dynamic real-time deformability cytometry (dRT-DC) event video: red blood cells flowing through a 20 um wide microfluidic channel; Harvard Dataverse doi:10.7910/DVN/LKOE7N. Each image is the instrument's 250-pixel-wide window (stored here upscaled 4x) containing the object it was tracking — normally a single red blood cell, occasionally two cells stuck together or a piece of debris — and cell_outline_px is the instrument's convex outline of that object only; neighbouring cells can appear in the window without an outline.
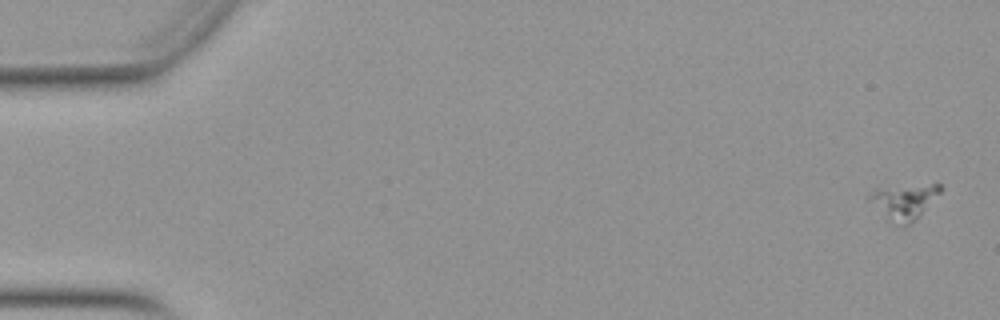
{"species": "Egyptian fruit bat (a non-hibernating species)", "species_latin": "Rousettus aegyptiacus", "temperature_condition": "warm", "stored_images_in_passage": 53, "camera_frame_rate_fps": 3000, "um_per_image_px": 0.085, "animal": {"sex": "female"}, "frame": {"image": 1, "passage_image": 2, "time_ms": 0.333, "image_size_px": [1000, 320], "cell_outline_px": [[944, 188], [920, 216], [912, 224], [904, 228], [896, 228], [868, 200], [868, 196], [876, 188], [932, 184], [940, 184]], "centroid_in_image_um": [76.85, 17.2], "position_along_channel_um": 8.1, "area_um2": 14.91}}
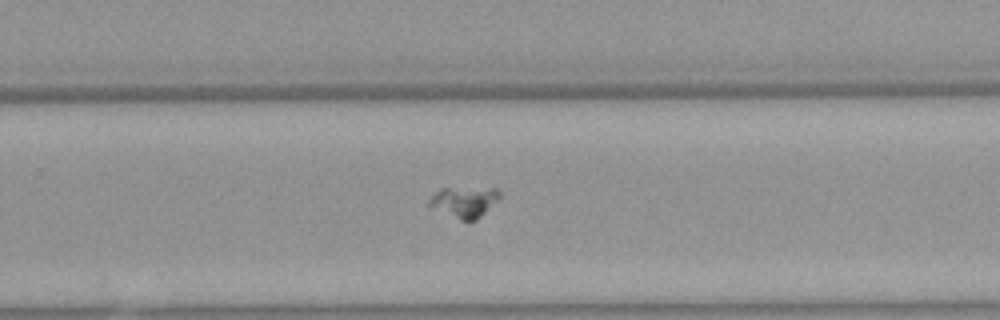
{"frame": {"image": 2, "passage_image": 35, "time_ms": 11.333, "image_size_px": [1000, 320], "cell_outline_px": [[500, 200], [476, 220], [460, 220], [428, 208], [428, 200], [440, 188], [496, 188], [500, 192]], "centroid_in_image_um": [39.45, 17.17], "position_along_channel_um": 290.4, "area_um2": 12.95}}
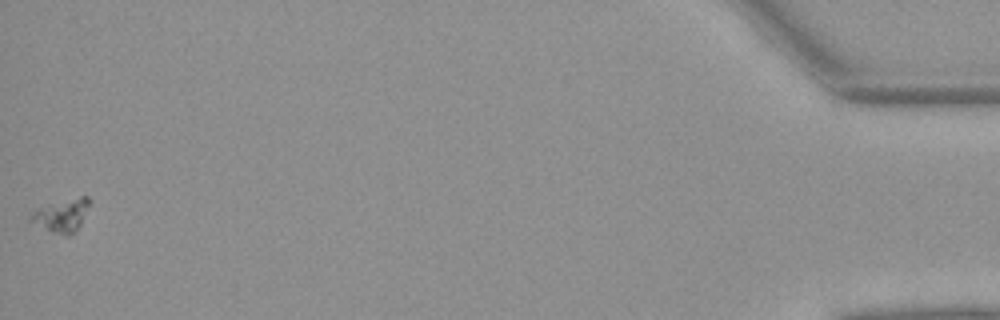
{"frame": {"image": 3, "passage_image": 53, "time_ms": 17.333, "image_size_px": [1000, 320], "cell_outline_px": [[92, 200], [80, 224], [68, 236], [64, 236], [28, 224], [28, 220], [32, 212], [40, 208], [80, 196], [88, 196]], "centroid_in_image_um": [5.2, 18.34], "position_along_channel_um": 430.0, "area_um2": 11.16}}